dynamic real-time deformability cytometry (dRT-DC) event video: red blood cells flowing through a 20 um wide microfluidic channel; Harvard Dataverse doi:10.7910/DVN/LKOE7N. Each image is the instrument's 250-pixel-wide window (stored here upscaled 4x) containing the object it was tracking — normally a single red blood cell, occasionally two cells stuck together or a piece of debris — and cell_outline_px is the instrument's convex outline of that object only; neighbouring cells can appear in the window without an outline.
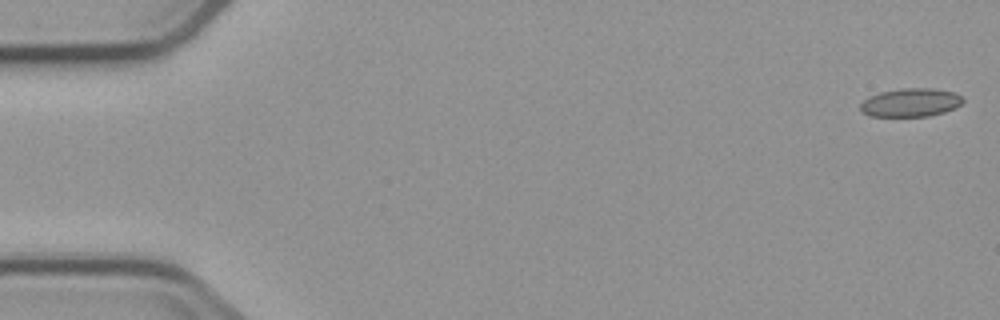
{"species": "common noctule bat (a hibernating species)", "species_latin": "Nyctalus noctula", "temperature_condition": "cold", "stored_images_in_passage": 8, "camera_frame_rate_fps": 3000, "um_per_image_px": 0.085, "animal": {"sex": "male", "body_mass_g": 23.1, "forearm_length_mm": 52.7}, "frame": {"image": 1, "passage_image": 1, "time_ms": 0.0, "image_size_px": [1000, 320], "cell_outline_px": [[964, 100], [960, 104], [944, 112], [928, 116], [868, 116], [860, 112], [860, 104], [868, 96], [880, 92], [900, 88], [932, 88], [956, 92]], "centroid_in_image_um": [77.36, 8.71], "position_along_channel_um": 7.6, "area_um2": 17.05}}
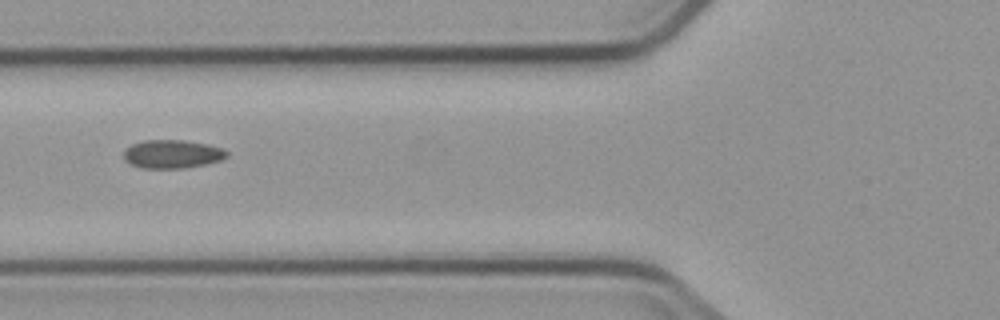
{"frame": {"image": 2, "passage_image": 6, "time_ms": 6.667, "image_size_px": [1000, 320], "cell_outline_px": [[228, 156], [220, 160], [204, 164], [184, 168], [144, 168], [132, 164], [124, 160], [124, 152], [132, 144], [144, 140], [184, 140], [208, 144], [224, 148], [228, 152]], "centroid_in_image_um": [14.67, 13.08], "position_along_channel_um": 111.1, "area_um2": 16.99}}
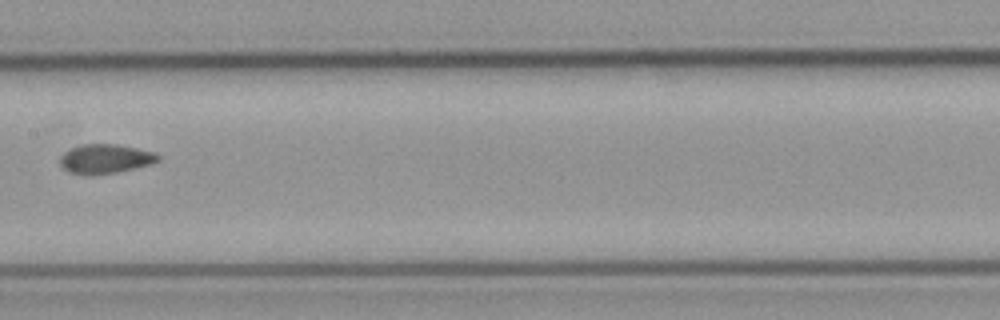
{"frame": {"image": 3, "passage_image": 8, "time_ms": 9.0, "image_size_px": [1000, 320], "cell_outline_px": [[160, 160], [152, 164], [116, 172], [68, 172], [60, 164], [60, 156], [64, 152], [72, 148], [84, 144], [116, 144], [156, 152], [160, 156]], "centroid_in_image_um": [9.01, 13.45], "position_along_channel_um": 198.4, "area_um2": 16.13}}